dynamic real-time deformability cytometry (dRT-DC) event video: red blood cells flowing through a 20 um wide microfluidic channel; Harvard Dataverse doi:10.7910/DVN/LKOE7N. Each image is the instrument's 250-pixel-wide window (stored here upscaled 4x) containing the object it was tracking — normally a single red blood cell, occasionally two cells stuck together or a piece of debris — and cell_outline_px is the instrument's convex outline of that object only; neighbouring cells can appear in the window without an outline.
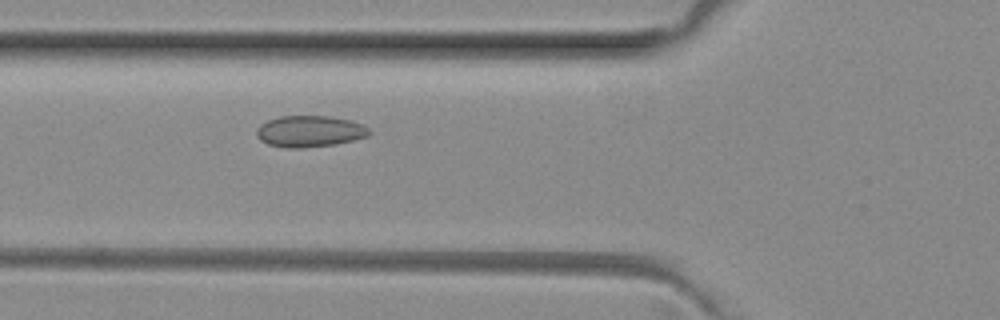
{"species": "common noctule bat (a hibernating species)", "species_latin": "Nyctalus noctula", "temperature_condition": "room temperature", "stored_images_in_passage": 4, "camera_frame_rate_fps": 3000, "um_per_image_px": 0.085, "animal": {"sex": "female", "body_mass_g": 29.2, "forearm_length_mm": 56.3}, "frame": {"image": 1, "passage_image": 4, "time_ms": 1.0, "image_size_px": [1000, 320], "cell_outline_px": [[372, 132], [368, 136], [336, 144], [300, 148], [288, 148], [268, 144], [260, 140], [256, 136], [256, 128], [260, 124], [268, 120], [280, 116], [332, 116], [348, 120], [360, 124], [368, 128]], "centroid_in_image_um": [26.29, 11.16], "position_along_channel_um": 99.5, "area_um2": 20.58}}